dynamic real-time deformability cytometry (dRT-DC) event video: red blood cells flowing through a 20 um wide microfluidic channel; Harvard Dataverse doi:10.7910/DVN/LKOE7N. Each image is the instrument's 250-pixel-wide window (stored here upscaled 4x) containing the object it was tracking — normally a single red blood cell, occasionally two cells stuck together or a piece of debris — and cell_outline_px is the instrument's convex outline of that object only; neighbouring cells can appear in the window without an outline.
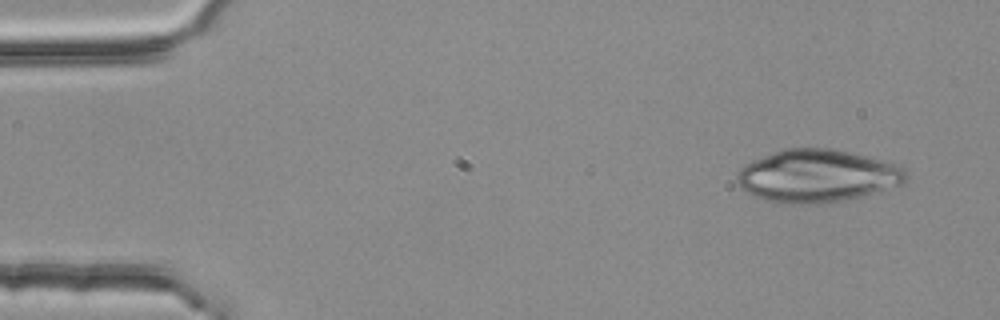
{"species": "common noctule bat (a hibernating species)", "species_latin": "Nyctalus noctula", "temperature_condition": "room temperature", "stored_images_in_passage": 3, "camera_frame_rate_fps": 3000, "um_per_image_px": 0.085, "animal": {"sex": "female", "body_mass_g": 25.1}, "frame": {"image": 1, "passage_image": 1, "time_ms": 0.0, "image_size_px": [1000, 320], "cell_outline_px": [[908, 180], [900, 184], [860, 196], [844, 200], [820, 204], [792, 204], [768, 200], [752, 196], [744, 192], [740, 188], [736, 180], [736, 176], [740, 168], [744, 164], [752, 160], [784, 148], [832, 148], [880, 160], [904, 168], [908, 172]], "centroid_in_image_um": [69.4, 14.96], "position_along_channel_um": 15.6, "area_um2": 51.73}}